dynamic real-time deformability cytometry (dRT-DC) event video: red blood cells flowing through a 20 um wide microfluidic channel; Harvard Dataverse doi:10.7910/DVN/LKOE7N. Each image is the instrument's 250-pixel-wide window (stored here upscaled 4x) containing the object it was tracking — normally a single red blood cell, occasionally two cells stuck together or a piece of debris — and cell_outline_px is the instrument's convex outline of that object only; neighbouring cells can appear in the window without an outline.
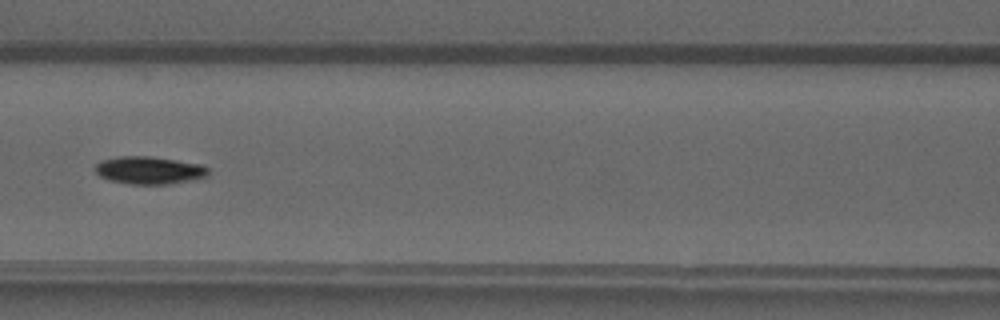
{"species": "common noctule bat (a hibernating species)", "species_latin": "Nyctalus noctula", "temperature_condition": "warm", "stored_images_in_passage": 39, "camera_frame_rate_fps": 3000, "um_per_image_px": 0.085, "animal": {"sex": "male", "forearm_length_mm": 52.5}, "frame": {"image": 1, "passage_image": 12, "time_ms": 3.667, "image_size_px": [1000, 320], "cell_outline_px": [[208, 176], [192, 180], [172, 184], [128, 184], [108, 180], [100, 176], [96, 172], [96, 164], [100, 160], [116, 156], [148, 156], [200, 164], [208, 168]], "centroid_in_image_um": [12.66, 14.48], "position_along_channel_um": 153.9, "area_um2": 18.26}}
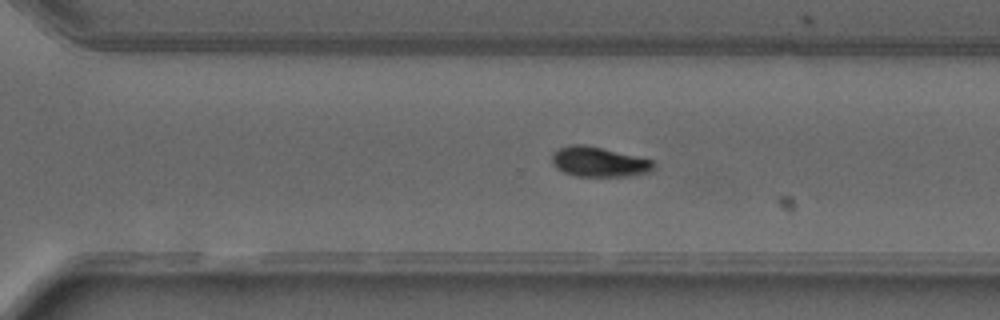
{"frame": {"image": 2, "passage_image": 24, "time_ms": 7.667, "image_size_px": [1000, 320], "cell_outline_px": [[656, 164], [648, 172], [628, 176], [576, 176], [564, 172], [556, 168], [552, 164], [552, 152], [556, 148], [568, 144], [584, 144], [652, 160]], "centroid_in_image_um": [50.83, 13.75], "position_along_channel_um": 319.8, "area_um2": 17.69}}
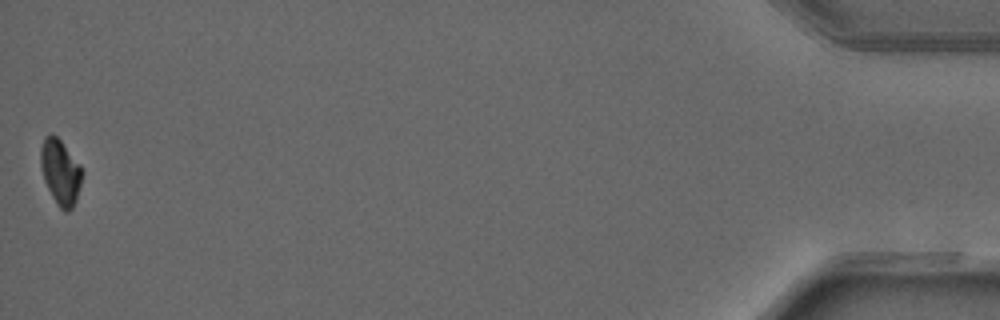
{"frame": {"image": 3, "passage_image": 39, "time_ms": 12.667, "image_size_px": [1000, 320], "cell_outline_px": [[84, 172], [76, 200], [72, 208], [68, 212], [64, 212], [56, 204], [44, 180], [40, 164], [40, 148], [44, 136], [52, 132], [60, 140], [80, 164]], "centroid_in_image_um": [5.13, 14.61], "position_along_channel_um": 430.1, "area_um2": 15.95}, "authors_computed_cell_mechanics": {"area_um2": 17.3978, "velocity_mm_per_s": 4.1541, "shape_relaxation_time_tau1_ms": 3.3431, "shape_relaxation_time_tau2_ms": null, "deformation_change_tau1": 0.149, "deformation_change_tau2": null}}